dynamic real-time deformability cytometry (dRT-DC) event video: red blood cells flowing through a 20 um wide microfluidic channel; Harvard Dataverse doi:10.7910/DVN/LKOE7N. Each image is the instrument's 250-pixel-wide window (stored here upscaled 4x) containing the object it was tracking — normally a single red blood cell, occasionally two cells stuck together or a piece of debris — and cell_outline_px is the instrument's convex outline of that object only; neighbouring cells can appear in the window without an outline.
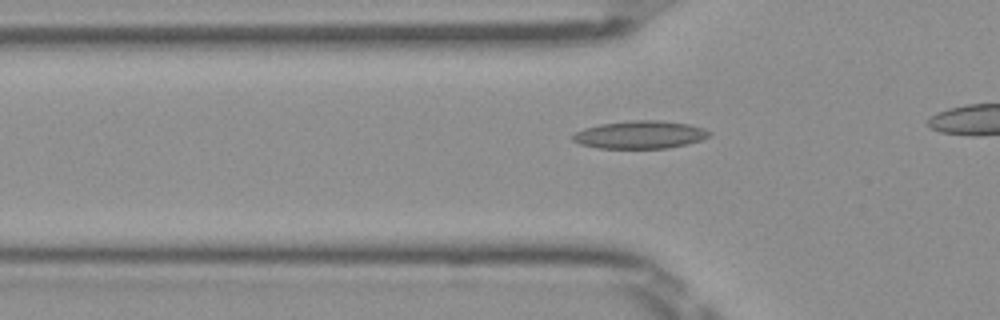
{"species": "Egyptian fruit bat (a non-hibernating species)", "species_latin": "Rousettus aegyptiacus", "temperature_condition": "room temperature", "stored_images_in_passage": 10, "camera_frame_rate_fps": 3000, "um_per_image_px": 0.085, "frame": {"image": 1, "passage_image": 4, "time_ms": 1.0, "image_size_px": [1000, 320], "cell_outline_px": [[712, 132], [708, 136], [700, 140], [688, 144], [668, 148], [596, 148], [580, 144], [572, 140], [572, 136], [576, 132], [584, 128], [600, 124], [632, 120], [660, 120], [688, 124], [704, 128]], "centroid_in_image_um": [54.4, 11.45], "position_along_channel_um": 71.4, "area_um2": 22.14}}
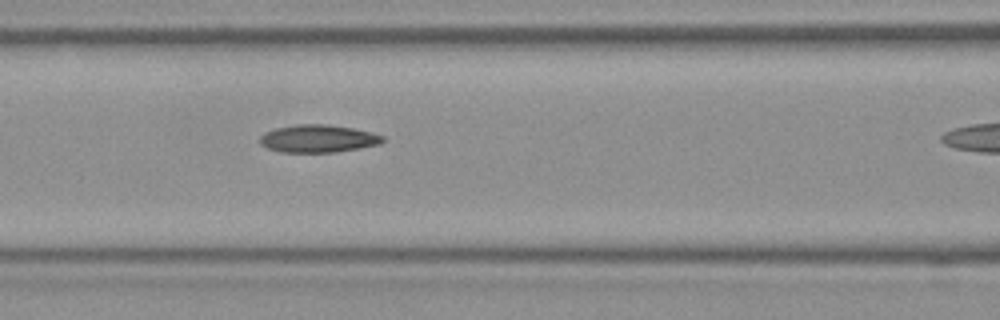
{"frame": {"image": 2, "passage_image": 9, "time_ms": 2.667, "image_size_px": [1000, 320], "cell_outline_px": [[384, 140], [380, 144], [360, 148], [336, 152], [280, 152], [268, 148], [260, 144], [260, 136], [264, 132], [276, 128], [296, 124], [328, 124], [352, 128], [372, 132], [384, 136]], "centroid_in_image_um": [27.04, 11.78], "position_along_channel_um": 139.6, "area_um2": 19.88}}